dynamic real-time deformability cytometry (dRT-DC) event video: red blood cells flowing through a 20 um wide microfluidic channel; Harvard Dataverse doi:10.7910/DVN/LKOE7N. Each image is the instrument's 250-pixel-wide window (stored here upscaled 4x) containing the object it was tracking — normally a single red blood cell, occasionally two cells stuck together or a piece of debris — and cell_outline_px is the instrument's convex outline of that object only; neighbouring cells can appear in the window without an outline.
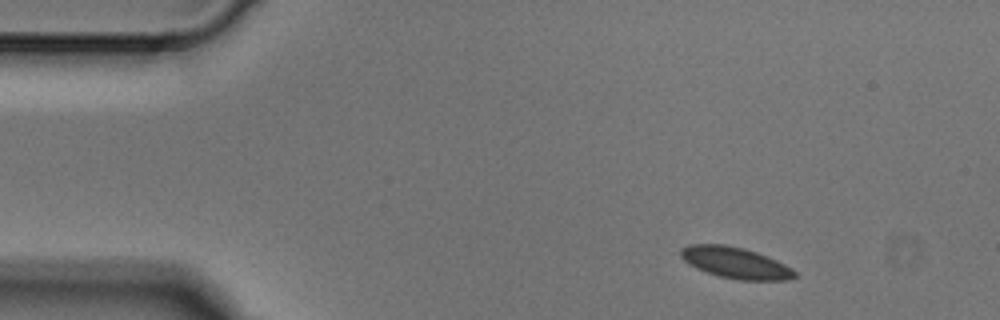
{"species": "Egyptian fruit bat (a non-hibernating species)", "species_latin": "Rousettus aegyptiacus", "temperature_condition": "cold", "stored_images_in_passage": 3, "camera_frame_rate_fps": 3000, "um_per_image_px": 0.085, "animal": {"sex": "male"}, "frame": {"image": 1, "passage_image": 1, "time_ms": 0.0, "image_size_px": [1000, 320], "cell_outline_px": [[796, 276], [792, 280], [740, 280], [720, 276], [696, 268], [688, 264], [680, 256], [680, 248], [688, 244], [724, 244], [744, 248], [756, 252], [776, 260], [792, 268], [796, 272]], "centroid_in_image_um": [62.5, 22.33], "position_along_channel_um": 22.5, "area_um2": 20.75}}